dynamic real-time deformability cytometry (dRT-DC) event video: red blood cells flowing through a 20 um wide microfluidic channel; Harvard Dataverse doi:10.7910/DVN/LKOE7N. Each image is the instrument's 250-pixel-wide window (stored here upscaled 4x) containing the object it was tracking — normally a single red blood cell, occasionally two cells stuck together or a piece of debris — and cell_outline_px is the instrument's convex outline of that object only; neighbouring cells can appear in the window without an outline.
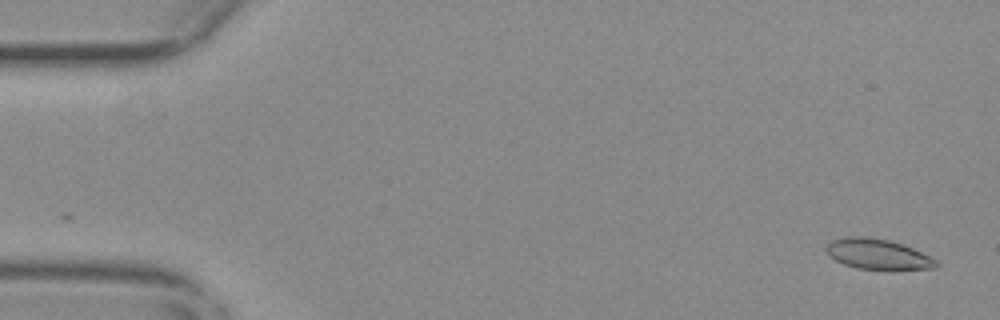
{"species": "common noctule bat (a hibernating species)", "species_latin": "Nyctalus noctula", "temperature_condition": "warm", "stored_images_in_passage": 46, "camera_frame_rate_fps": 3000, "um_per_image_px": 0.085, "animal": {"sex": "female", "body_mass_g": 29.2, "forearm_length_mm": 56.3}, "frame": {"image": 1, "passage_image": 3, "time_ms": 0.667, "image_size_px": [1000, 320], "cell_outline_px": [[940, 264], [936, 268], [856, 268], [844, 264], [828, 256], [828, 244], [832, 240], [844, 236], [864, 236], [888, 240], [912, 248], [936, 260]], "centroid_in_image_um": [74.57, 21.58], "position_along_channel_um": 10.4, "area_um2": 18.79}}
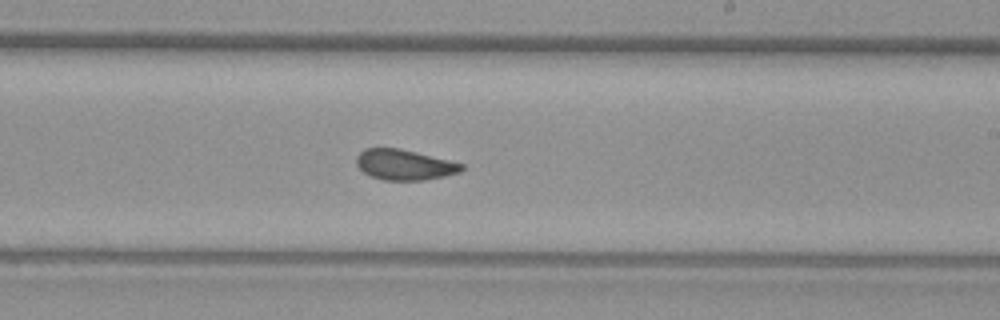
{"frame": {"image": 2, "passage_image": 34, "time_ms": 11.0, "image_size_px": [1000, 320], "cell_outline_px": [[464, 168], [460, 172], [444, 176], [424, 180], [384, 180], [372, 176], [364, 172], [356, 164], [356, 156], [364, 148], [400, 148], [464, 164]], "centroid_in_image_um": [34.36, 14.0], "position_along_channel_um": 254.6, "area_um2": 18.55}}
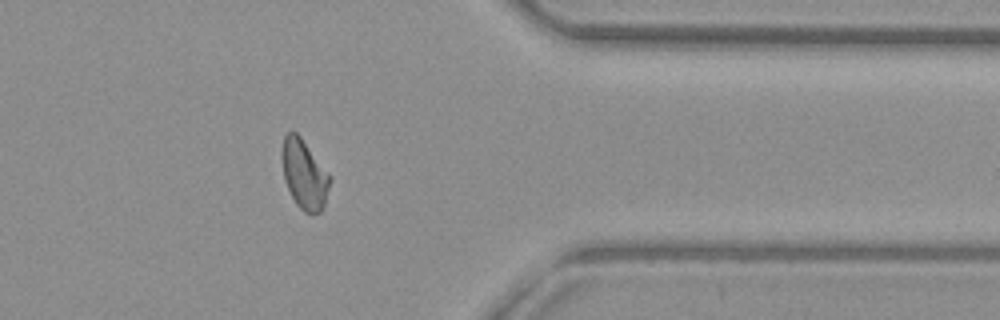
{"frame": {"image": 3, "passage_image": 46, "time_ms": 15.0, "image_size_px": [1000, 320], "cell_outline_px": [[332, 180], [324, 208], [320, 212], [312, 216], [304, 212], [296, 204], [284, 180], [280, 156], [284, 136], [288, 132], [296, 132], [300, 136], [332, 176]], "centroid_in_image_um": [25.88, 14.85], "position_along_channel_um": 385.5, "area_um2": 19.88}, "authors_computed_cell_mechanics": {"area_um2": 19.3341, "velocity_mm_per_s": 3.6811, "shape_relaxation_time_tau1_ms": null, "shape_relaxation_time_tau2_ms": 1.8092, "deformation_change_tau1": null, "deformation_change_tau2": 0.0655}}